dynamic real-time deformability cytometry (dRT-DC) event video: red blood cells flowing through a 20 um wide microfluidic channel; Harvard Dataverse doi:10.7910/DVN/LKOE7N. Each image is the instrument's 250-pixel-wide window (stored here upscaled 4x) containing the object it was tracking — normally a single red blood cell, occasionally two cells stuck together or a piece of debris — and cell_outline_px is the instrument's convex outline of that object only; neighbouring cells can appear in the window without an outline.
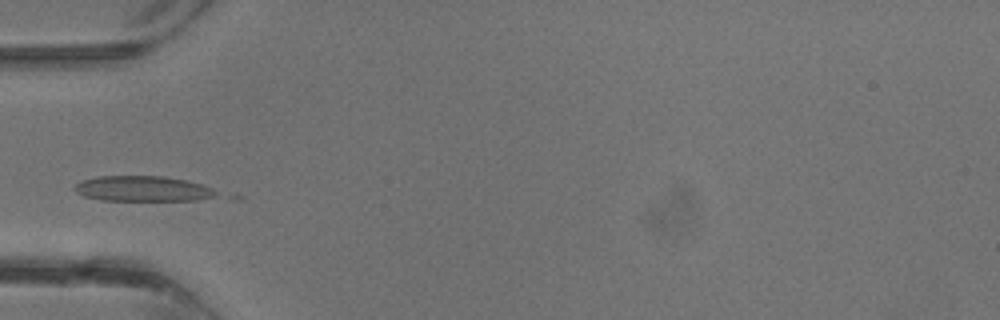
{"species": "common noctule bat (a hibernating species)", "species_latin": "Nyctalus noctula", "temperature_condition": "warm", "stored_images_in_passage": 19, "camera_frame_rate_fps": 3000, "um_per_image_px": 0.085, "animal": {"sex": "male", "body_mass_g": 13.3}, "frame": {"image": 1, "passage_image": 3, "time_ms": 0.667, "image_size_px": [1000, 320], "cell_outline_px": [[244, 200], [100, 200], [84, 196], [76, 192], [72, 188], [80, 180], [96, 176], [164, 176], [184, 180], [236, 192], [244, 196]], "centroid_in_image_um": [12.76, 16.09], "position_along_channel_um": 72.2, "area_um2": 23.18}}
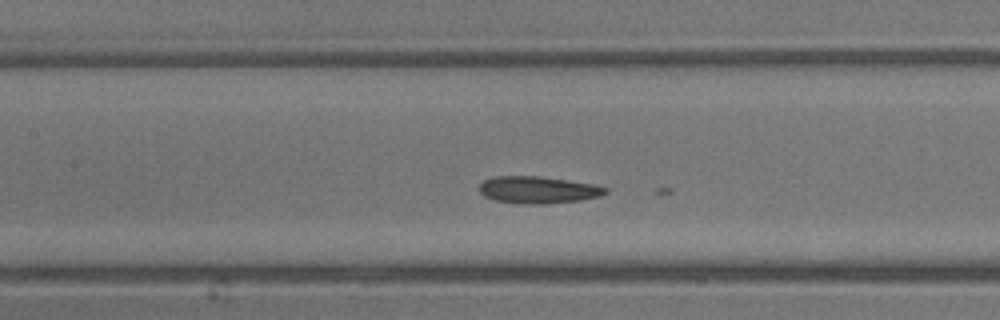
{"frame": {"image": 2, "passage_image": 8, "time_ms": 2.333, "image_size_px": [1000, 320], "cell_outline_px": [[608, 192], [600, 196], [580, 200], [548, 204], [528, 204], [496, 200], [484, 196], [480, 192], [480, 184], [484, 180], [492, 176], [536, 176], [592, 184], [608, 188]], "centroid_in_image_um": [45.72, 16.14], "position_along_channel_um": 161.7, "area_um2": 19.65}}
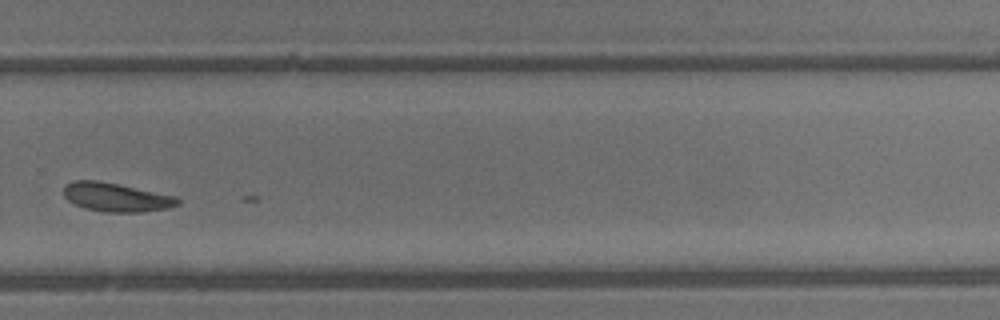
{"frame": {"image": 3, "passage_image": 17, "time_ms": 5.333, "image_size_px": [1000, 320], "cell_outline_px": [[180, 204], [168, 208], [140, 212], [104, 212], [84, 208], [72, 204], [64, 196], [64, 184], [72, 180], [100, 180], [176, 196], [180, 200]], "centroid_in_image_um": [9.84, 16.76], "position_along_channel_um": 320.0, "area_um2": 19.36}}